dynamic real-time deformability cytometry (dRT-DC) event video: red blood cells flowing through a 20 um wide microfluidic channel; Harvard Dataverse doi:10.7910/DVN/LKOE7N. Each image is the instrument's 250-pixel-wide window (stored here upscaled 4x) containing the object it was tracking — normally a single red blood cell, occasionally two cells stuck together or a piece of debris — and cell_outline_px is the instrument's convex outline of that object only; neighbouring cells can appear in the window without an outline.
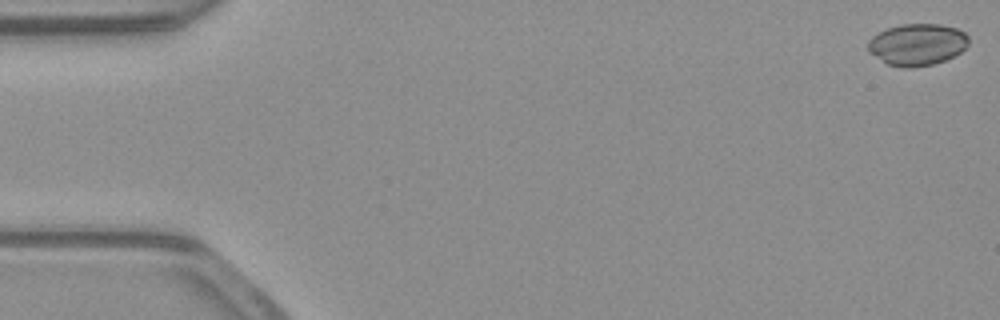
{"species": "common noctule bat (a hibernating species)", "species_latin": "Nyctalus noctula", "temperature_condition": "warm", "stored_images_in_passage": 53, "camera_frame_rate_fps": 3000, "um_per_image_px": 0.085, "animal": {"sex": "male", "body_mass_g": 23.1, "forearm_length_mm": 52.7}, "frame": {"image": 1, "passage_image": 1, "time_ms": 0.0, "image_size_px": [1000, 320], "cell_outline_px": [[968, 44], [960, 52], [944, 60], [932, 64], [908, 68], [904, 68], [888, 64], [868, 52], [868, 40], [872, 36], [888, 28], [900, 24], [940, 24], [956, 28], [964, 32], [968, 36]], "centroid_in_image_um": [77.95, 3.77], "position_along_channel_um": 7.1, "area_um2": 24.33}}
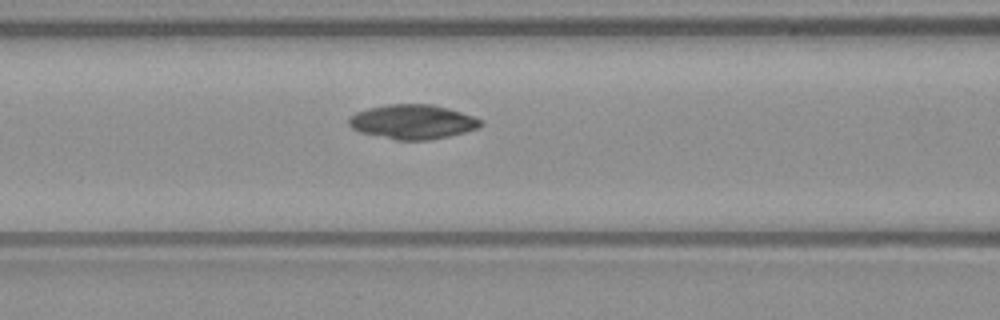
{"frame": {"image": 2, "passage_image": 22, "time_ms": 7.0, "image_size_px": [1000, 320], "cell_outline_px": [[484, 124], [480, 128], [448, 136], [428, 140], [396, 140], [360, 132], [352, 128], [348, 124], [348, 116], [356, 112], [368, 108], [388, 104], [432, 104], [448, 108], [476, 116], [484, 120]], "centroid_in_image_um": [35.11, 10.35], "position_along_channel_um": 131.5, "area_um2": 26.76}}
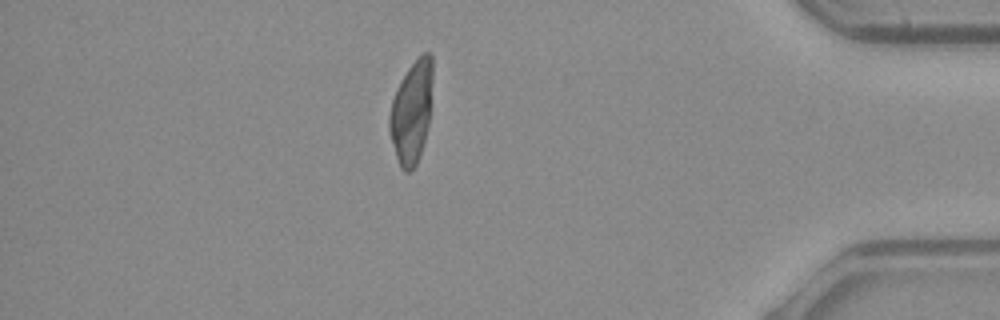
{"frame": {"image": 3, "passage_image": 46, "time_ms": 15.0, "image_size_px": [1000, 320], "cell_outline_px": [[432, 80], [428, 124], [424, 140], [416, 164], [408, 172], [404, 172], [400, 168], [388, 132], [388, 116], [392, 100], [396, 88], [400, 80], [408, 68], [424, 52], [428, 52], [432, 56]], "centroid_in_image_um": [34.94, 9.52], "position_along_channel_um": 400.3, "area_um2": 25.61}, "authors_computed_cell_mechanics": {"area_um2": 26.01, "velocity_mm_per_s": 3.9072, "shape_relaxation_time_tau1_ms": 9.0869, "shape_relaxation_time_tau2_ms": 1.0178, "deformation_change_tau1": 0.3065, "deformation_change_tau2": 0.0179}}